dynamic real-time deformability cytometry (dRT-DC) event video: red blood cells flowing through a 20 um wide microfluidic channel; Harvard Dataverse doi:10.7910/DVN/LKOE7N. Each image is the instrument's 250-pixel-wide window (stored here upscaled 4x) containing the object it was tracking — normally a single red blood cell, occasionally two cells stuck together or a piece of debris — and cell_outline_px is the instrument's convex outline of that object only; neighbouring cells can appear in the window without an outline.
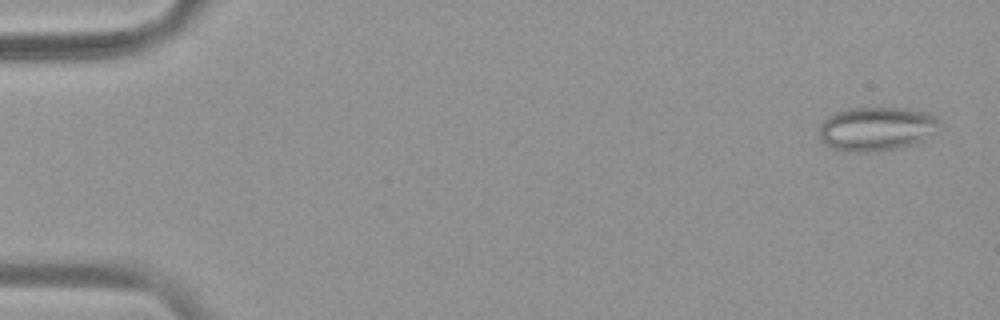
{"species": "common noctule bat (a hibernating species)", "species_latin": "Nyctalus noctula", "temperature_condition": "warm", "stored_images_in_passage": 53, "camera_frame_rate_fps": 3000, "um_per_image_px": 0.085, "animal": {"sex": "female", "body_mass_g": 19.9}, "frame": {"image": 1, "passage_image": 2, "time_ms": 0.333, "image_size_px": [1000, 320], "cell_outline_px": [[940, 128], [924, 140], [900, 148], [868, 152], [848, 152], [832, 148], [824, 144], [820, 136], [820, 124], [828, 116], [836, 112], [848, 108], [904, 108], [928, 112], [936, 116], [940, 120]], "centroid_in_image_um": [74.53, 10.95], "position_along_channel_um": 10.5, "area_um2": 31.1}}
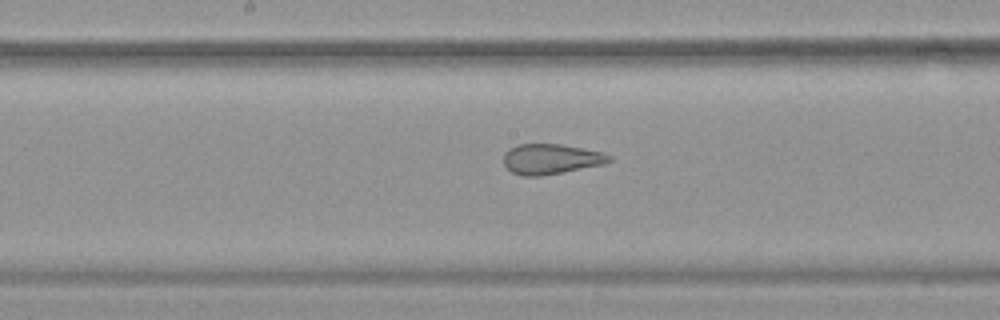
{"frame": {"image": 2, "passage_image": 28, "time_ms": 9.0, "image_size_px": [1000, 320], "cell_outline_px": [[612, 160], [604, 164], [540, 176], [520, 176], [512, 172], [504, 164], [504, 152], [508, 148], [516, 144], [560, 144], [604, 152], [612, 156]], "centroid_in_image_um": [46.82, 13.51], "position_along_channel_um": 201.4, "area_um2": 18.67}}
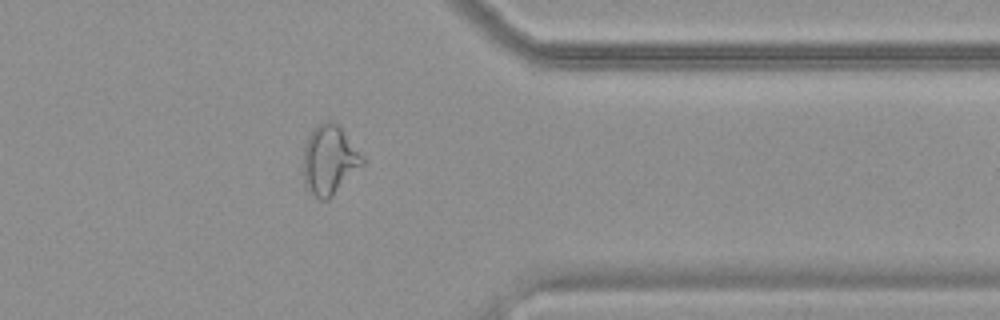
{"frame": {"image": 3, "passage_image": 43, "time_ms": 14.0, "image_size_px": [1000, 320], "cell_outline_px": [[364, 164], [328, 200], [320, 200], [304, 188], [304, 144], [308, 136], [324, 120], [328, 120], [336, 124], [340, 128], [364, 156]], "centroid_in_image_um": [27.99, 13.63], "position_along_channel_um": 383.4, "area_um2": 23.7}, "authors_computed_cell_mechanics": {"area_um2": 24.2182, "velocity_mm_per_s": 3.8124, "shape_relaxation_time_tau1_ms": null, "shape_relaxation_time_tau2_ms": 1.1513, "deformation_change_tau1": null, "deformation_change_tau2": 0.1039}}